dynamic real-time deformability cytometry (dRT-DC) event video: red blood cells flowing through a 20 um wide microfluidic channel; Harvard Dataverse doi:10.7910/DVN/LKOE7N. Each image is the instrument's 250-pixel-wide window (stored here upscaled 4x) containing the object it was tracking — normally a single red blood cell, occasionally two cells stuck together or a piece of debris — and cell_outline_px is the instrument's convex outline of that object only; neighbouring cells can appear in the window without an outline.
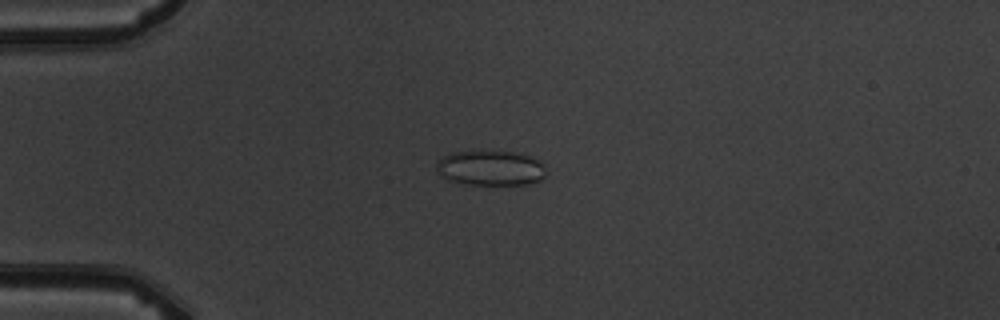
{"species": "common noctule bat (a hibernating species)", "species_latin": "Nyctalus noctula", "temperature_condition": "warm", "stored_images_in_passage": 7, "camera_frame_rate_fps": 3000, "um_per_image_px": 0.085, "animal": {"sex": "male", "body_mass_g": 19.5, "forearm_length_mm": 54.6}, "frame": {"image": 1, "passage_image": 3, "time_ms": 2.333, "image_size_px": [1000, 320], "cell_outline_px": [[544, 176], [540, 180], [528, 184], [468, 184], [452, 180], [440, 176], [436, 168], [436, 164], [444, 156], [452, 152], [476, 148], [512, 152], [532, 156], [540, 160], [544, 164]], "centroid_in_image_um": [41.69, 14.23], "position_along_channel_um": 43.3, "area_um2": 22.89}}
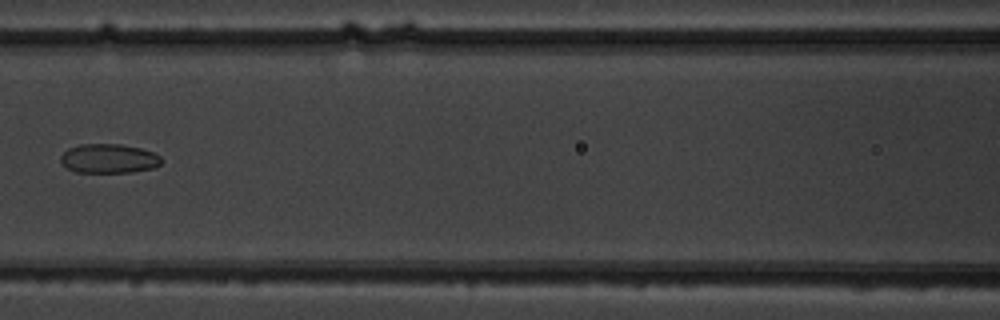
{"frame": {"image": 2, "passage_image": 6, "time_ms": 6.0, "image_size_px": [1000, 320], "cell_outline_px": [[160, 164], [152, 168], [132, 172], [76, 172], [60, 164], [60, 156], [68, 148], [80, 144], [120, 144], [140, 148], [152, 152], [160, 156]], "centroid_in_image_um": [9.2, 13.47], "position_along_channel_um": 157.4, "area_um2": 17.11}}
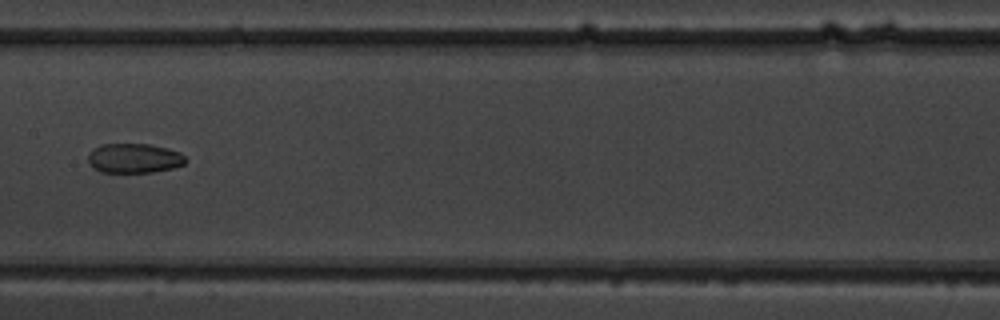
{"frame": {"image": 3, "passage_image": 7, "time_ms": 7.0, "image_size_px": [1000, 320], "cell_outline_px": [[188, 160], [184, 164], [172, 168], [152, 172], [100, 172], [92, 168], [88, 164], [88, 152], [92, 148], [100, 144], [148, 144], [168, 148], [180, 152]], "centroid_in_image_um": [11.36, 13.44], "position_along_channel_um": 196.0, "area_um2": 17.05}}